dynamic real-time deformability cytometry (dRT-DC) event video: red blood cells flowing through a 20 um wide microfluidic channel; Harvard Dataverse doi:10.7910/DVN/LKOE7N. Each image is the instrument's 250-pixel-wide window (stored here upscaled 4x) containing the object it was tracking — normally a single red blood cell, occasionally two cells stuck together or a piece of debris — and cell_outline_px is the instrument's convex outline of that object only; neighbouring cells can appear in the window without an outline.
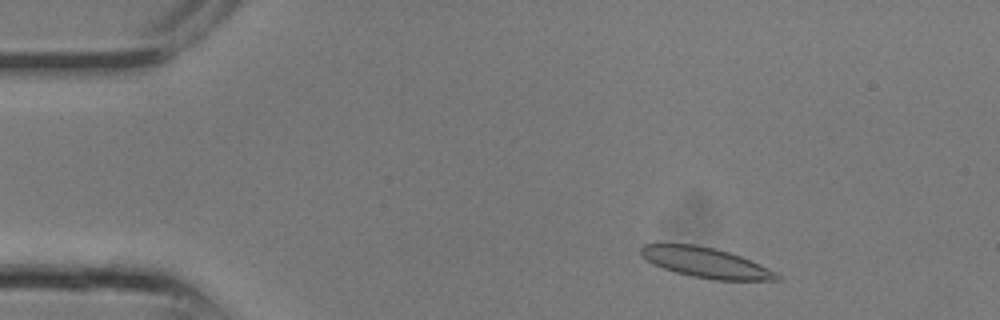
{"species": "common noctule bat (a hibernating species)", "species_latin": "Nyctalus noctula", "temperature_condition": "room temperature", "stored_images_in_passage": 10, "camera_frame_rate_fps": 3000, "um_per_image_px": 0.085, "animal": {"sex": "male", "body_mass_g": 13.3}, "frame": {"image": 1, "passage_image": 3, "time_ms": 0.667, "image_size_px": [1000, 320], "cell_outline_px": [[780, 280], [716, 280], [692, 276], [676, 272], [652, 264], [640, 252], [640, 248], [644, 244], [696, 244], [716, 248], [740, 256], [760, 264], [776, 272], [780, 276]], "centroid_in_image_um": [60.01, 22.32], "position_along_channel_um": 25.0, "area_um2": 23.7}}
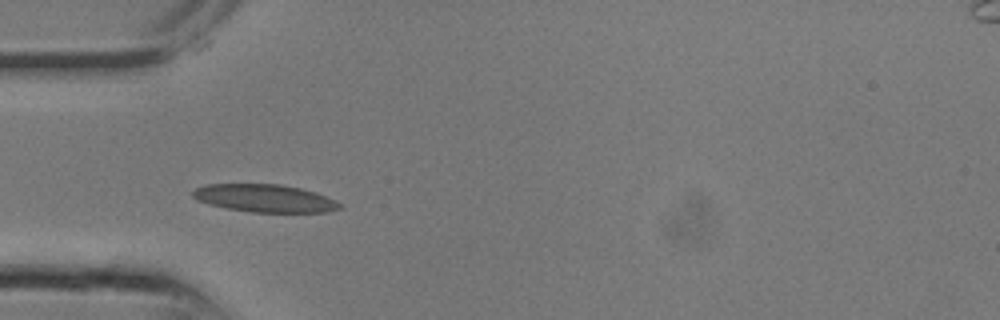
{"frame": {"image": 2, "passage_image": 7, "time_ms": 2.0, "image_size_px": [1000, 320], "cell_outline_px": [[344, 208], [328, 212], [252, 212], [224, 208], [208, 204], [196, 200], [192, 196], [192, 192], [196, 188], [208, 184], [280, 184], [300, 188], [316, 192], [336, 200], [344, 204]], "centroid_in_image_um": [22.54, 16.86], "position_along_channel_um": 62.5, "area_um2": 24.04}}
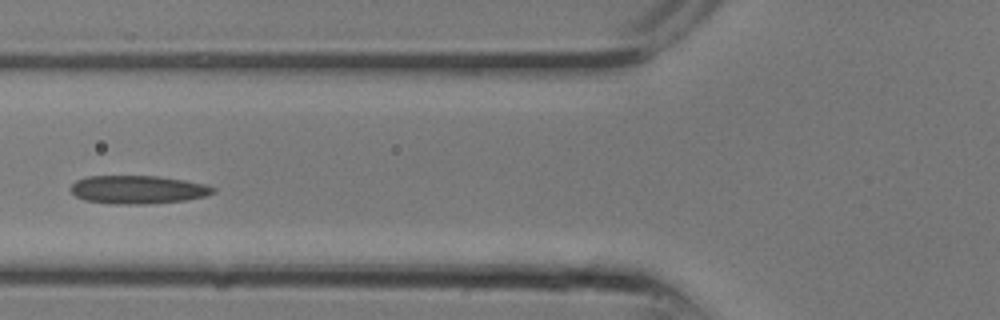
{"frame": {"image": 3, "passage_image": 9, "time_ms": 2.667, "image_size_px": [1000, 320], "cell_outline_px": [[216, 192], [208, 196], [184, 200], [144, 204], [112, 204], [84, 200], [76, 196], [72, 192], [72, 184], [76, 180], [88, 176], [156, 176], [184, 180], [204, 184], [216, 188]], "centroid_in_image_um": [11.74, 16.12], "position_along_channel_um": 114.1, "area_um2": 23.41}}